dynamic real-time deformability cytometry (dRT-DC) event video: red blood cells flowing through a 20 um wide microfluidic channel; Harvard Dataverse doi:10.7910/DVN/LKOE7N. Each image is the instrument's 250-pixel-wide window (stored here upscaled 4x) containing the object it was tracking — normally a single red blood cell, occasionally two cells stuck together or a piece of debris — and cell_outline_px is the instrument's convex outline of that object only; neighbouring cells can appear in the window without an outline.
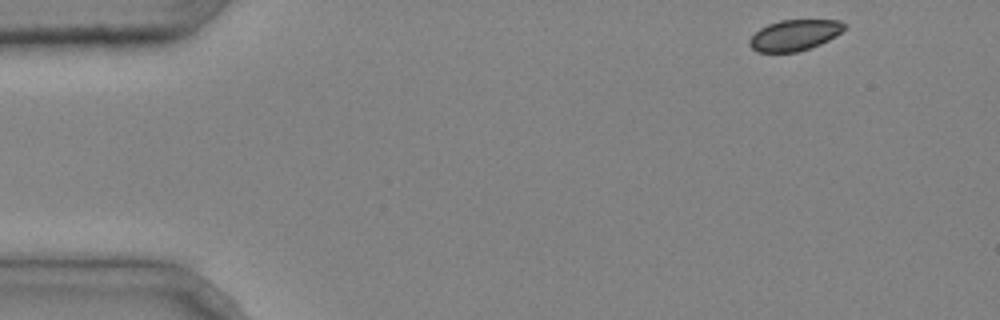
{"species": "common noctule bat (a hibernating species)", "species_latin": "Nyctalus noctula", "temperature_condition": "cold", "stored_images_in_passage": 4, "segment_of_instrument_passage": [2, 2], "camera_frame_rate_fps": 3000, "um_per_image_px": 0.085, "animal": {"sex": "male", "body_mass_g": 20.4}, "frame": {"image": 1, "passage_image": 4, "time_ms": 1.0, "image_size_px": [1000, 320], "cell_outline_px": [[844, 28], [836, 36], [820, 44], [796, 52], [756, 52], [748, 44], [748, 40], [760, 28], [768, 24], [780, 20], [840, 20], [844, 24]], "centroid_in_image_um": [67.5, 2.99], "position_along_channel_um": 17.5, "area_um2": 16.94}}